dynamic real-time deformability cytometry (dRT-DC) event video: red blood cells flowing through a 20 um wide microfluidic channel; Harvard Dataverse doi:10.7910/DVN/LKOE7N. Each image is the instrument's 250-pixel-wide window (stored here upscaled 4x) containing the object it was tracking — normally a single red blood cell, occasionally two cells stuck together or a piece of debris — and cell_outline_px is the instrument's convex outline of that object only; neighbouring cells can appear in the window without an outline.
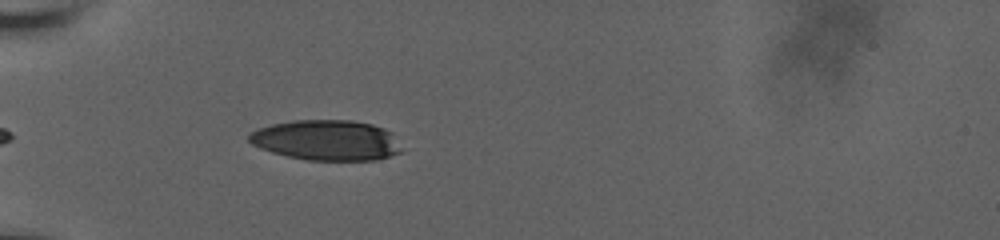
{"species": "human", "species_latin": "Homo sapiens", "temperature_condition": "room temperature", "stored_images_in_passage": 8, "camera_frame_rate_fps": 3000, "um_per_image_px": 0.085, "donor": {"sex": "male"}, "frame": {"image": 1, "passage_image": 2, "time_ms": 0.667, "image_size_px": [1000, 240], "cell_outline_px": [[400, 152], [376, 160], [308, 160], [288, 156], [272, 152], [260, 148], [252, 144], [248, 140], [248, 136], [256, 128], [272, 124], [292, 120], [352, 120], [372, 124], [384, 128], [392, 132], [400, 148]], "centroid_in_image_um": [27.73, 11.91], "position_along_channel_um": 57.3, "area_um2": 35.84}}
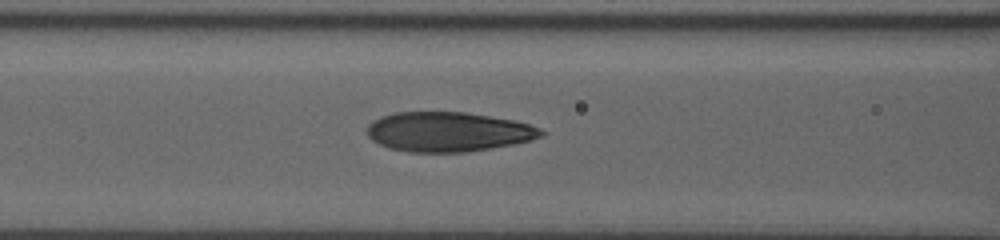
{"frame": {"image": 2, "passage_image": 6, "time_ms": 3.0, "image_size_px": [1000, 240], "cell_outline_px": [[548, 132], [544, 136], [512, 144], [468, 152], [408, 152], [388, 148], [372, 140], [368, 136], [368, 124], [372, 120], [380, 116], [396, 112], [464, 112], [512, 120], [528, 124], [540, 128]], "centroid_in_image_um": [38.08, 11.2], "position_along_channel_um": 128.5, "area_um2": 40.17}}
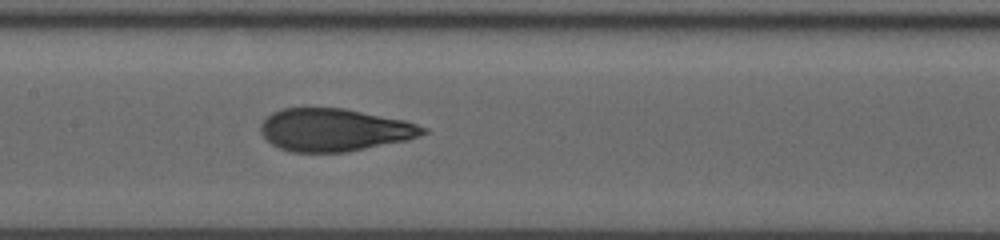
{"frame": {"image": 3, "passage_image": 8, "time_ms": 4.333, "image_size_px": [1000, 240], "cell_outline_px": [[428, 132], [420, 136], [408, 140], [348, 152], [292, 152], [280, 148], [272, 144], [260, 132], [260, 124], [272, 112], [284, 108], [344, 108], [404, 120], [428, 128]], "centroid_in_image_um": [28.44, 11.04], "position_along_channel_um": 179.0, "area_um2": 40.4}}